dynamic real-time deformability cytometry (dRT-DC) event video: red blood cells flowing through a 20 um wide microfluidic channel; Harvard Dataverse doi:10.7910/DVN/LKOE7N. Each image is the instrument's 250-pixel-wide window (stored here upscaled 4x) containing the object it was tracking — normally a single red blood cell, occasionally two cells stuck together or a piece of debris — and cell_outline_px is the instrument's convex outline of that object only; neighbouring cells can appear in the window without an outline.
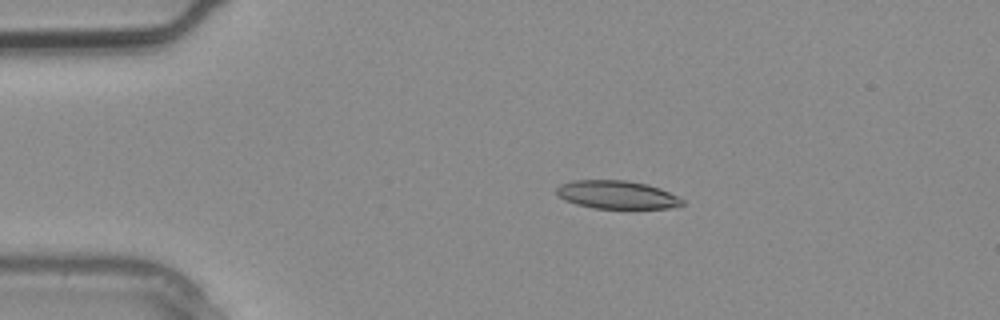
{"species": "common noctule bat (a hibernating species)", "species_latin": "Nyctalus noctula", "temperature_condition": "warm", "stored_images_in_passage": 2, "camera_frame_rate_fps": 3000, "um_per_image_px": 0.085, "animal": {"sex": "male", "body_mass_g": 20.4}, "frame": {"image": 1, "passage_image": 1, "time_ms": 0.0, "image_size_px": [1000, 320], "cell_outline_px": [[684, 204], [668, 208], [592, 208], [576, 204], [564, 200], [556, 192], [556, 188], [560, 184], [572, 180], [628, 180], [648, 184], [660, 188], [684, 200]], "centroid_in_image_um": [52.41, 16.54], "position_along_channel_um": 32.6, "area_um2": 20.63}}